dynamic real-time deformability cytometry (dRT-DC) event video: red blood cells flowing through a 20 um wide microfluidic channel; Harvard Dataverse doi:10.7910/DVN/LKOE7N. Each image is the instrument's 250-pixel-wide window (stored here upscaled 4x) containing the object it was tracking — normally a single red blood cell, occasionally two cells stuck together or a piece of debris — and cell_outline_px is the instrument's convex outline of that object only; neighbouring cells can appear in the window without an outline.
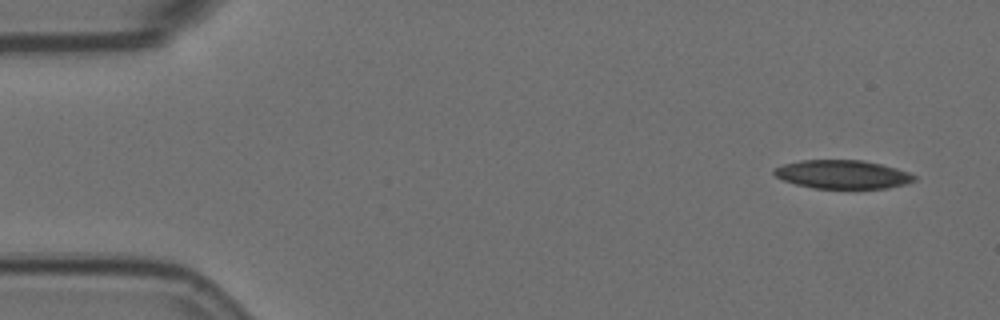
{"species": "Egyptian fruit bat (a non-hibernating species)", "species_latin": "Rousettus aegyptiacus", "temperature_condition": "room temperature", "stored_images_in_passage": 5, "camera_frame_rate_fps": 3000, "um_per_image_px": 0.085, "animal": {"sex": "female"}, "frame": {"image": 1, "passage_image": 1, "time_ms": 0.0, "image_size_px": [1000, 320], "cell_outline_px": [[916, 180], [908, 184], [888, 188], [812, 188], [796, 184], [784, 180], [776, 176], [772, 172], [772, 168], [784, 164], [800, 160], [864, 160], [896, 168], [908, 172], [916, 176]], "centroid_in_image_um": [71.62, 14.82], "position_along_channel_um": 13.4, "area_um2": 23.41}}
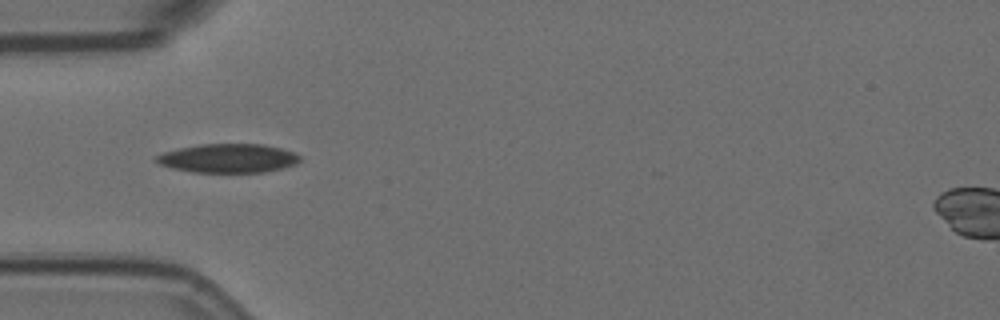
{"frame": {"image": 2, "passage_image": 5, "time_ms": 1.333, "image_size_px": [1000, 320], "cell_outline_px": [[300, 160], [296, 164], [284, 168], [264, 172], [192, 172], [172, 168], [160, 164], [152, 160], [156, 156], [164, 152], [180, 148], [200, 144], [264, 144], [296, 152], [300, 156]], "centroid_in_image_um": [19.41, 13.45], "position_along_channel_um": 65.6, "area_um2": 24.28}}